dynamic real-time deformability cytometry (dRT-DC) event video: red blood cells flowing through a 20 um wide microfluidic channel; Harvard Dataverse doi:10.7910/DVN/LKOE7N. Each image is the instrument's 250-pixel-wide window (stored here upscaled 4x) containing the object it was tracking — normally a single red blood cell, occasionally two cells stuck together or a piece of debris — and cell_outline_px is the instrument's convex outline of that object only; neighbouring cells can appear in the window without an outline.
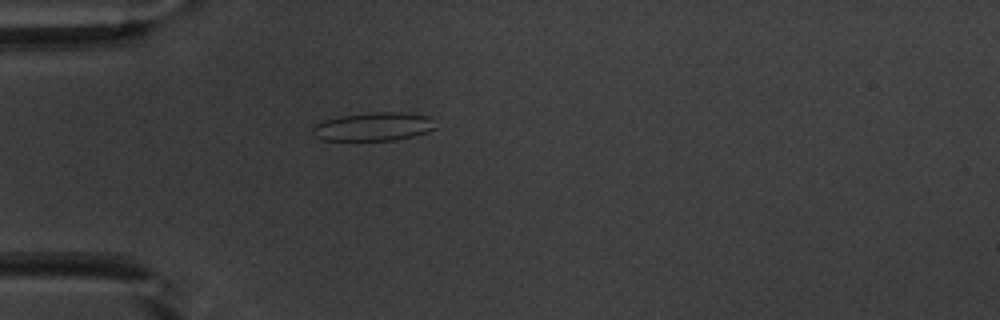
{"species": "common noctule bat (a hibernating species)", "species_latin": "Nyctalus noctula", "temperature_condition": "warm", "stored_images_in_passage": 51, "camera_frame_rate_fps": 3000, "um_per_image_px": 0.085, "animal": {"sex": "male", "body_mass_g": 20.1, "forearm_length_mm": 53.5}, "frame": {"image": 1, "passage_image": 15, "time_ms": 4.667, "image_size_px": [1000, 320], "cell_outline_px": [[436, 128], [428, 132], [396, 140], [324, 140], [316, 136], [312, 132], [312, 128], [316, 124], [324, 120], [340, 116], [368, 112], [400, 112], [428, 116]], "centroid_in_image_um": [31.73, 10.76], "position_along_channel_um": 53.3, "area_um2": 20.23}}
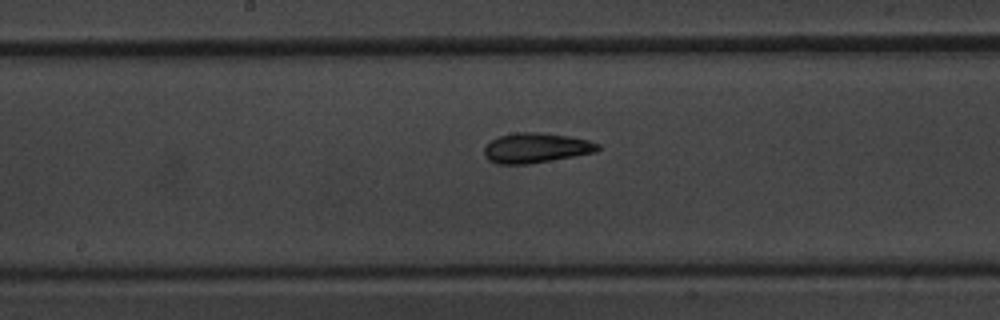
{"frame": {"image": 2, "passage_image": 27, "time_ms": 8.667, "image_size_px": [1000, 320], "cell_outline_px": [[600, 148], [596, 152], [528, 164], [496, 164], [488, 160], [484, 156], [484, 148], [492, 140], [500, 136], [516, 132], [540, 132], [568, 136], [588, 140], [600, 144]], "centroid_in_image_um": [45.55, 12.57], "position_along_channel_um": 202.7, "area_um2": 19.77}}
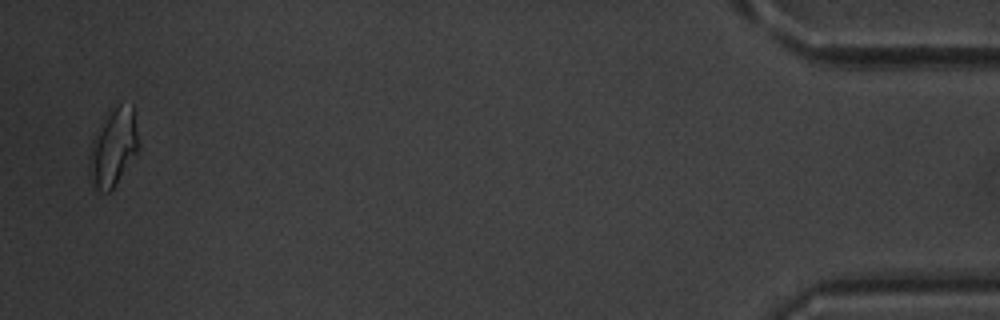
{"frame": {"image": 3, "passage_image": 50, "time_ms": 16.333, "image_size_px": [1000, 320], "cell_outline_px": [[140, 148], [116, 184], [108, 192], [100, 192], [96, 188], [88, 176], [88, 156], [92, 140], [104, 116], [116, 104], [132, 104], [140, 144]], "centroid_in_image_um": [9.62, 12.52], "position_along_channel_um": 425.6, "area_um2": 22.66}, "authors_computed_cell_mechanics": {"area_um2": 19.941, "velocity_mm_per_s": 3.9724, "shape_relaxation_time_tau1_ms": 5.1741, "shape_relaxation_time_tau2_ms": 1.7623, "deformation_change_tau1": 0.1569, "deformation_change_tau2": 0.0953}}